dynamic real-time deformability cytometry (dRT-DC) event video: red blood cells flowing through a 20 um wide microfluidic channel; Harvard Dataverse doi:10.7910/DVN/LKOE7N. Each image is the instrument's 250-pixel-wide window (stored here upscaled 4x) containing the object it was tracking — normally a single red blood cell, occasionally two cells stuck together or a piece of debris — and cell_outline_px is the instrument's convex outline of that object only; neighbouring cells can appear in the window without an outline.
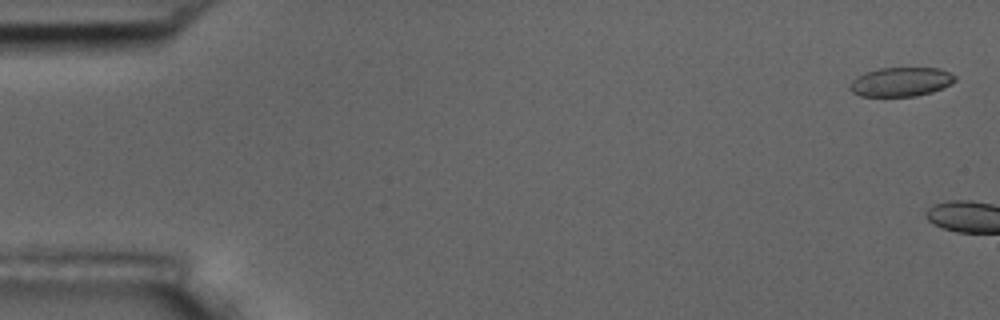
{"species": "common noctule bat (a hibernating species)", "species_latin": "Nyctalus noctula", "temperature_condition": "room temperature", "stored_images_in_passage": 5, "camera_frame_rate_fps": 3000, "um_per_image_px": 0.085, "animal": {"sex": "male", "body_mass_g": 17.5, "forearm_length_mm": 52.3}, "frame": {"image": 1, "passage_image": 2, "time_ms": 0.333, "image_size_px": [1000, 320], "cell_outline_px": [[956, 80], [952, 84], [932, 92], [916, 96], [860, 96], [852, 92], [848, 88], [852, 80], [856, 76], [880, 68], [940, 68], [956, 76]], "centroid_in_image_um": [76.58, 6.96], "position_along_channel_um": 8.4, "area_um2": 17.86}}